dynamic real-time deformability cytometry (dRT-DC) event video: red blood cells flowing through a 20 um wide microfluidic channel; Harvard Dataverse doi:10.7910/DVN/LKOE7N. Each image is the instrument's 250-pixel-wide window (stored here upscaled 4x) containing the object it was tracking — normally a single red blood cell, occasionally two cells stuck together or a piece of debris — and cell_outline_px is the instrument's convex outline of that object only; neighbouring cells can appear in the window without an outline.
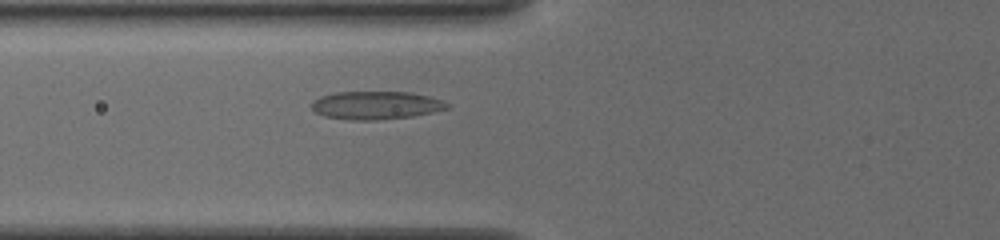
{"species": "common noctule bat (a hibernating species)", "species_latin": "Nyctalus noctula", "temperature_condition": "cold", "stored_images_in_passage": 42, "camera_frame_rate_fps": 3000, "um_per_image_px": 0.085, "animal": {"sex": "female", "body_mass_g": 19.5, "forearm_length_mm": 54.1}, "frame": {"image": 1, "passage_image": 10, "time_ms": 3.0, "image_size_px": [1000, 240], "cell_outline_px": [[448, 108], [412, 116], [372, 120], [352, 120], [324, 116], [316, 112], [312, 108], [312, 100], [320, 96], [336, 92], [412, 92], [444, 100], [448, 104]], "centroid_in_image_um": [31.93, 8.94], "position_along_channel_um": 93.9, "area_um2": 22.02}}
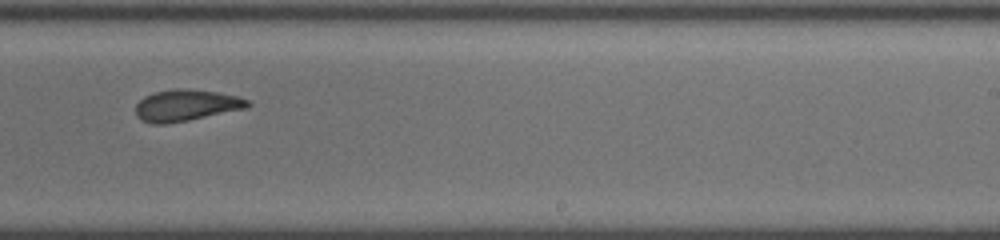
{"frame": {"image": 2, "passage_image": 24, "time_ms": 7.667, "image_size_px": [1000, 240], "cell_outline_px": [[252, 104], [248, 108], [188, 120], [164, 124], [152, 124], [136, 116], [136, 104], [144, 96], [152, 92], [172, 88], [188, 88], [216, 92], [240, 96], [248, 100]], "centroid_in_image_um": [15.84, 8.93], "position_along_channel_um": 273.2, "area_um2": 20.75}}
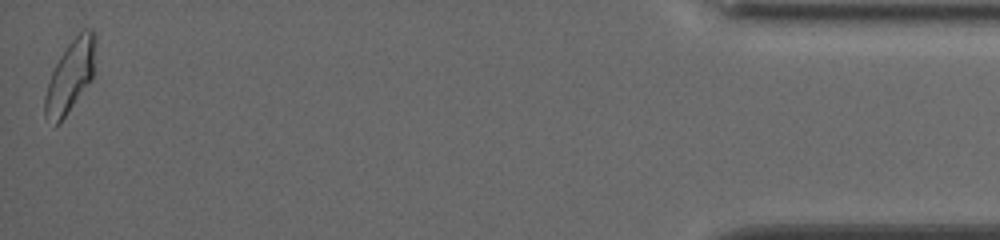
{"frame": {"image": 3, "passage_image": 42, "time_ms": 13.667, "image_size_px": [1000, 240], "cell_outline_px": [[96, 36], [92, 76], [60, 124], [56, 124], [44, 116], [44, 96], [52, 72], [60, 56], [68, 44], [84, 28], [92, 28], [96, 32]], "centroid_in_image_um": [5.96, 6.44], "position_along_channel_um": 429.2, "area_um2": 20.63}, "authors_computed_cell_mechanics": {"area_um2": 20.7502, "velocity_mm_per_s": 3.8486, "shape_relaxation_time_tau1_ms": null, "shape_relaxation_time_tau2_ms": 2.6479, "deformation_change_tau1": null, "deformation_change_tau2": 0.0781}}